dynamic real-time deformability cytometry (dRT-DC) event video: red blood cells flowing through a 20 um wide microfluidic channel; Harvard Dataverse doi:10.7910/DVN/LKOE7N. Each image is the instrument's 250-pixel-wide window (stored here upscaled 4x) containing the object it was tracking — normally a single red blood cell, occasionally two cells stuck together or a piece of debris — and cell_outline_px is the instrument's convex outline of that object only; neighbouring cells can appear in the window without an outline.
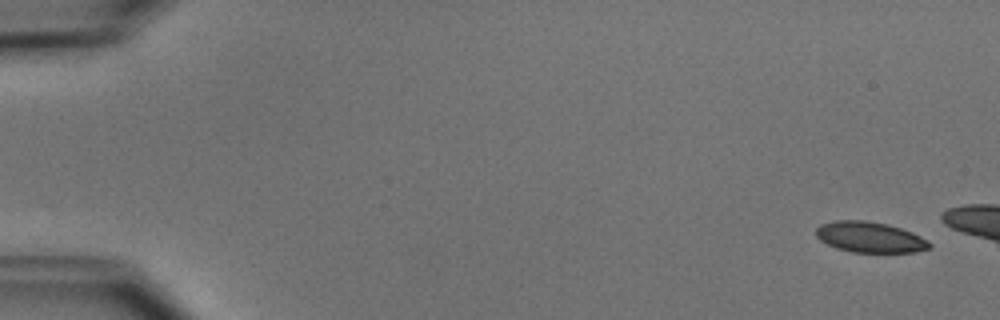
{"species": "common noctule bat (a hibernating species)", "species_latin": "Nyctalus noctula", "temperature_condition": "cold", "stored_images_in_passage": 8, "camera_frame_rate_fps": 3000, "um_per_image_px": 0.085, "animal": {"sex": "male", "body_mass_g": 15.6}, "frame": {"image": 1, "passage_image": 1, "time_ms": 0.0, "image_size_px": [1000, 320], "cell_outline_px": [[932, 248], [916, 252], [852, 252], [836, 248], [820, 240], [816, 236], [816, 228], [820, 224], [836, 220], [864, 220], [888, 224], [912, 232], [928, 240], [932, 244]], "centroid_in_image_um": [73.96, 20.16], "position_along_channel_um": 11.0, "area_um2": 20.4}}